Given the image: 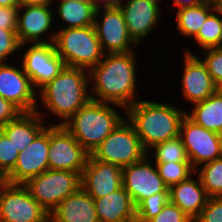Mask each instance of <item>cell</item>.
I'll return each mask as SVG.
<instances>
[{"label":"cell","instance_id":"7bdbcfd3","mask_svg":"<svg viewBox=\"0 0 222 222\" xmlns=\"http://www.w3.org/2000/svg\"><path fill=\"white\" fill-rule=\"evenodd\" d=\"M54 1H71V2H75V1H80V2H84V3H93V0H54Z\"/></svg>","mask_w":222,"mask_h":222},{"label":"cell","instance_id":"f1b7e54d","mask_svg":"<svg viewBox=\"0 0 222 222\" xmlns=\"http://www.w3.org/2000/svg\"><path fill=\"white\" fill-rule=\"evenodd\" d=\"M209 197H222V157L195 169Z\"/></svg>","mask_w":222,"mask_h":222},{"label":"cell","instance_id":"d4e9b609","mask_svg":"<svg viewBox=\"0 0 222 222\" xmlns=\"http://www.w3.org/2000/svg\"><path fill=\"white\" fill-rule=\"evenodd\" d=\"M190 108L188 110V108L186 107V115L191 120H193L201 127L222 135L221 88H219L215 93H213L204 101L192 104Z\"/></svg>","mask_w":222,"mask_h":222},{"label":"cell","instance_id":"6da1fadb","mask_svg":"<svg viewBox=\"0 0 222 222\" xmlns=\"http://www.w3.org/2000/svg\"><path fill=\"white\" fill-rule=\"evenodd\" d=\"M136 51L104 54L102 60L89 70L92 100L117 104L127 109L143 98L138 96L142 95L138 92L141 70H138L140 60Z\"/></svg>","mask_w":222,"mask_h":222},{"label":"cell","instance_id":"f35d334b","mask_svg":"<svg viewBox=\"0 0 222 222\" xmlns=\"http://www.w3.org/2000/svg\"><path fill=\"white\" fill-rule=\"evenodd\" d=\"M211 0H171L168 7H171L173 11H176L178 9L192 7L201 3L210 2ZM172 4V5H171ZM172 6L174 8H172Z\"/></svg>","mask_w":222,"mask_h":222},{"label":"cell","instance_id":"277c9868","mask_svg":"<svg viewBox=\"0 0 222 222\" xmlns=\"http://www.w3.org/2000/svg\"><path fill=\"white\" fill-rule=\"evenodd\" d=\"M125 118L124 107L90 99L63 126L91 155Z\"/></svg>","mask_w":222,"mask_h":222},{"label":"cell","instance_id":"83f0119b","mask_svg":"<svg viewBox=\"0 0 222 222\" xmlns=\"http://www.w3.org/2000/svg\"><path fill=\"white\" fill-rule=\"evenodd\" d=\"M147 156L155 163H190L187 151L180 136L156 144L147 152Z\"/></svg>","mask_w":222,"mask_h":222},{"label":"cell","instance_id":"1f68e13d","mask_svg":"<svg viewBox=\"0 0 222 222\" xmlns=\"http://www.w3.org/2000/svg\"><path fill=\"white\" fill-rule=\"evenodd\" d=\"M202 56H201V55ZM198 57L206 68L218 88L222 89V48H209L198 52Z\"/></svg>","mask_w":222,"mask_h":222},{"label":"cell","instance_id":"7402d4cb","mask_svg":"<svg viewBox=\"0 0 222 222\" xmlns=\"http://www.w3.org/2000/svg\"><path fill=\"white\" fill-rule=\"evenodd\" d=\"M99 222H136V207L123 186L111 194L94 199Z\"/></svg>","mask_w":222,"mask_h":222},{"label":"cell","instance_id":"d6a6232c","mask_svg":"<svg viewBox=\"0 0 222 222\" xmlns=\"http://www.w3.org/2000/svg\"><path fill=\"white\" fill-rule=\"evenodd\" d=\"M20 45L16 29H0V64L7 61L16 62L20 55ZM13 57H17L16 60H13Z\"/></svg>","mask_w":222,"mask_h":222},{"label":"cell","instance_id":"e0dca14e","mask_svg":"<svg viewBox=\"0 0 222 222\" xmlns=\"http://www.w3.org/2000/svg\"><path fill=\"white\" fill-rule=\"evenodd\" d=\"M16 63L18 66L15 62L0 64V96L11 101L22 112H35L37 91L19 60Z\"/></svg>","mask_w":222,"mask_h":222},{"label":"cell","instance_id":"d6986e66","mask_svg":"<svg viewBox=\"0 0 222 222\" xmlns=\"http://www.w3.org/2000/svg\"><path fill=\"white\" fill-rule=\"evenodd\" d=\"M122 186V168L118 165L95 160L89 155L81 174V188L93 199L117 191Z\"/></svg>","mask_w":222,"mask_h":222},{"label":"cell","instance_id":"5b68a950","mask_svg":"<svg viewBox=\"0 0 222 222\" xmlns=\"http://www.w3.org/2000/svg\"><path fill=\"white\" fill-rule=\"evenodd\" d=\"M56 30L53 44L65 66L89 71L102 60L104 52L94 25Z\"/></svg>","mask_w":222,"mask_h":222},{"label":"cell","instance_id":"7a4b0ae2","mask_svg":"<svg viewBox=\"0 0 222 222\" xmlns=\"http://www.w3.org/2000/svg\"><path fill=\"white\" fill-rule=\"evenodd\" d=\"M90 99L89 71L65 66L37 92L36 112L49 125H63Z\"/></svg>","mask_w":222,"mask_h":222},{"label":"cell","instance_id":"cb8c5ba5","mask_svg":"<svg viewBox=\"0 0 222 222\" xmlns=\"http://www.w3.org/2000/svg\"><path fill=\"white\" fill-rule=\"evenodd\" d=\"M53 3L57 4L52 5L56 29L83 28L94 25L97 8L93 3L80 1H54ZM58 23L61 25L57 27Z\"/></svg>","mask_w":222,"mask_h":222},{"label":"cell","instance_id":"ffe728a7","mask_svg":"<svg viewBox=\"0 0 222 222\" xmlns=\"http://www.w3.org/2000/svg\"><path fill=\"white\" fill-rule=\"evenodd\" d=\"M208 198L196 173L169 188V201L177 205L193 221L207 204Z\"/></svg>","mask_w":222,"mask_h":222},{"label":"cell","instance_id":"7c38bea8","mask_svg":"<svg viewBox=\"0 0 222 222\" xmlns=\"http://www.w3.org/2000/svg\"><path fill=\"white\" fill-rule=\"evenodd\" d=\"M179 136L194 169L222 157V135L201 127L187 115L181 121Z\"/></svg>","mask_w":222,"mask_h":222},{"label":"cell","instance_id":"74e56055","mask_svg":"<svg viewBox=\"0 0 222 222\" xmlns=\"http://www.w3.org/2000/svg\"><path fill=\"white\" fill-rule=\"evenodd\" d=\"M19 7L0 6V29H16Z\"/></svg>","mask_w":222,"mask_h":222},{"label":"cell","instance_id":"3957f363","mask_svg":"<svg viewBox=\"0 0 222 222\" xmlns=\"http://www.w3.org/2000/svg\"><path fill=\"white\" fill-rule=\"evenodd\" d=\"M141 98L126 109V118L134 126L146 152L156 144L179 136L180 124L186 108L167 100L152 101ZM183 108V109H182Z\"/></svg>","mask_w":222,"mask_h":222},{"label":"cell","instance_id":"f6af8a7d","mask_svg":"<svg viewBox=\"0 0 222 222\" xmlns=\"http://www.w3.org/2000/svg\"><path fill=\"white\" fill-rule=\"evenodd\" d=\"M152 1H155V2H157L159 5H161V2L163 1V0H152ZM166 1V0H165Z\"/></svg>","mask_w":222,"mask_h":222},{"label":"cell","instance_id":"ee69618b","mask_svg":"<svg viewBox=\"0 0 222 222\" xmlns=\"http://www.w3.org/2000/svg\"><path fill=\"white\" fill-rule=\"evenodd\" d=\"M4 182V178L0 174V185Z\"/></svg>","mask_w":222,"mask_h":222},{"label":"cell","instance_id":"44dd1931","mask_svg":"<svg viewBox=\"0 0 222 222\" xmlns=\"http://www.w3.org/2000/svg\"><path fill=\"white\" fill-rule=\"evenodd\" d=\"M52 222H99L94 199L81 187L49 214Z\"/></svg>","mask_w":222,"mask_h":222},{"label":"cell","instance_id":"8d00e7d4","mask_svg":"<svg viewBox=\"0 0 222 222\" xmlns=\"http://www.w3.org/2000/svg\"><path fill=\"white\" fill-rule=\"evenodd\" d=\"M21 113L22 111L11 101L0 96V129L10 121L15 120Z\"/></svg>","mask_w":222,"mask_h":222},{"label":"cell","instance_id":"4fadbf2b","mask_svg":"<svg viewBox=\"0 0 222 222\" xmlns=\"http://www.w3.org/2000/svg\"><path fill=\"white\" fill-rule=\"evenodd\" d=\"M52 5H20L16 34L20 44L53 43L56 35Z\"/></svg>","mask_w":222,"mask_h":222},{"label":"cell","instance_id":"f546056e","mask_svg":"<svg viewBox=\"0 0 222 222\" xmlns=\"http://www.w3.org/2000/svg\"><path fill=\"white\" fill-rule=\"evenodd\" d=\"M158 175L163 179L165 185L170 188L172 185L187 180L195 173L191 163L167 162L155 164Z\"/></svg>","mask_w":222,"mask_h":222},{"label":"cell","instance_id":"30bf717a","mask_svg":"<svg viewBox=\"0 0 222 222\" xmlns=\"http://www.w3.org/2000/svg\"><path fill=\"white\" fill-rule=\"evenodd\" d=\"M94 28L104 54L138 50L130 37L119 6L97 8Z\"/></svg>","mask_w":222,"mask_h":222},{"label":"cell","instance_id":"9a60e30c","mask_svg":"<svg viewBox=\"0 0 222 222\" xmlns=\"http://www.w3.org/2000/svg\"><path fill=\"white\" fill-rule=\"evenodd\" d=\"M181 59L179 63L182 65V72L180 73V85L182 101L188 105L195 104L200 101H204L219 88L211 78L206 65L198 57V55L181 53Z\"/></svg>","mask_w":222,"mask_h":222},{"label":"cell","instance_id":"484cf974","mask_svg":"<svg viewBox=\"0 0 222 222\" xmlns=\"http://www.w3.org/2000/svg\"><path fill=\"white\" fill-rule=\"evenodd\" d=\"M219 5L218 0L201 3L192 7L182 8L174 11L176 34L191 40L198 34L200 27L208 15Z\"/></svg>","mask_w":222,"mask_h":222},{"label":"cell","instance_id":"603a6c76","mask_svg":"<svg viewBox=\"0 0 222 222\" xmlns=\"http://www.w3.org/2000/svg\"><path fill=\"white\" fill-rule=\"evenodd\" d=\"M44 119L35 112H22L0 130L9 138L15 149L23 151L47 126Z\"/></svg>","mask_w":222,"mask_h":222},{"label":"cell","instance_id":"ba28073f","mask_svg":"<svg viewBox=\"0 0 222 222\" xmlns=\"http://www.w3.org/2000/svg\"><path fill=\"white\" fill-rule=\"evenodd\" d=\"M19 53L18 60L37 92L65 67L53 43L21 44Z\"/></svg>","mask_w":222,"mask_h":222},{"label":"cell","instance_id":"5bb4252c","mask_svg":"<svg viewBox=\"0 0 222 222\" xmlns=\"http://www.w3.org/2000/svg\"><path fill=\"white\" fill-rule=\"evenodd\" d=\"M122 186L135 207L153 194L169 193L155 163L147 155L141 161L122 168Z\"/></svg>","mask_w":222,"mask_h":222},{"label":"cell","instance_id":"ab89813d","mask_svg":"<svg viewBox=\"0 0 222 222\" xmlns=\"http://www.w3.org/2000/svg\"><path fill=\"white\" fill-rule=\"evenodd\" d=\"M122 0H93V4L96 8L102 7H116L119 6Z\"/></svg>","mask_w":222,"mask_h":222},{"label":"cell","instance_id":"bcb514c9","mask_svg":"<svg viewBox=\"0 0 222 222\" xmlns=\"http://www.w3.org/2000/svg\"><path fill=\"white\" fill-rule=\"evenodd\" d=\"M219 6L222 8V0H218Z\"/></svg>","mask_w":222,"mask_h":222},{"label":"cell","instance_id":"60d3db41","mask_svg":"<svg viewBox=\"0 0 222 222\" xmlns=\"http://www.w3.org/2000/svg\"><path fill=\"white\" fill-rule=\"evenodd\" d=\"M54 0H21L22 5H52Z\"/></svg>","mask_w":222,"mask_h":222},{"label":"cell","instance_id":"836d02e7","mask_svg":"<svg viewBox=\"0 0 222 222\" xmlns=\"http://www.w3.org/2000/svg\"><path fill=\"white\" fill-rule=\"evenodd\" d=\"M19 151L0 130V174L4 178L15 166Z\"/></svg>","mask_w":222,"mask_h":222},{"label":"cell","instance_id":"52a82bcc","mask_svg":"<svg viewBox=\"0 0 222 222\" xmlns=\"http://www.w3.org/2000/svg\"><path fill=\"white\" fill-rule=\"evenodd\" d=\"M23 185L50 214L62 200L81 187V175L67 170L48 169Z\"/></svg>","mask_w":222,"mask_h":222},{"label":"cell","instance_id":"8fae6325","mask_svg":"<svg viewBox=\"0 0 222 222\" xmlns=\"http://www.w3.org/2000/svg\"><path fill=\"white\" fill-rule=\"evenodd\" d=\"M89 155L63 125H49L48 169L81 175Z\"/></svg>","mask_w":222,"mask_h":222},{"label":"cell","instance_id":"2e32d148","mask_svg":"<svg viewBox=\"0 0 222 222\" xmlns=\"http://www.w3.org/2000/svg\"><path fill=\"white\" fill-rule=\"evenodd\" d=\"M161 6L152 0H122L120 3L119 8L124 16L128 33L138 46L144 39L152 37L155 29L162 24L159 22L164 20Z\"/></svg>","mask_w":222,"mask_h":222},{"label":"cell","instance_id":"4316f807","mask_svg":"<svg viewBox=\"0 0 222 222\" xmlns=\"http://www.w3.org/2000/svg\"><path fill=\"white\" fill-rule=\"evenodd\" d=\"M198 48L190 50V47L183 48L185 53L196 55L198 52L220 47L222 44V8L218 5L206 18L200 27L198 34L193 38ZM198 44V45H197ZM193 51V52H192ZM197 52V53H196Z\"/></svg>","mask_w":222,"mask_h":222},{"label":"cell","instance_id":"4dcf8cb0","mask_svg":"<svg viewBox=\"0 0 222 222\" xmlns=\"http://www.w3.org/2000/svg\"><path fill=\"white\" fill-rule=\"evenodd\" d=\"M169 202V193H157L144 199L136 207V222H148Z\"/></svg>","mask_w":222,"mask_h":222},{"label":"cell","instance_id":"b9f144b4","mask_svg":"<svg viewBox=\"0 0 222 222\" xmlns=\"http://www.w3.org/2000/svg\"><path fill=\"white\" fill-rule=\"evenodd\" d=\"M21 0H0L1 7H19Z\"/></svg>","mask_w":222,"mask_h":222},{"label":"cell","instance_id":"d590c367","mask_svg":"<svg viewBox=\"0 0 222 222\" xmlns=\"http://www.w3.org/2000/svg\"><path fill=\"white\" fill-rule=\"evenodd\" d=\"M148 222H194L177 205L170 201L162 208L161 212Z\"/></svg>","mask_w":222,"mask_h":222},{"label":"cell","instance_id":"9c48e42d","mask_svg":"<svg viewBox=\"0 0 222 222\" xmlns=\"http://www.w3.org/2000/svg\"><path fill=\"white\" fill-rule=\"evenodd\" d=\"M48 212L23 184L4 181L0 185V222H45Z\"/></svg>","mask_w":222,"mask_h":222},{"label":"cell","instance_id":"8992f818","mask_svg":"<svg viewBox=\"0 0 222 222\" xmlns=\"http://www.w3.org/2000/svg\"><path fill=\"white\" fill-rule=\"evenodd\" d=\"M147 152L142 147L134 126L125 118L93 151L95 160L121 168L141 161Z\"/></svg>","mask_w":222,"mask_h":222},{"label":"cell","instance_id":"e575fe53","mask_svg":"<svg viewBox=\"0 0 222 222\" xmlns=\"http://www.w3.org/2000/svg\"><path fill=\"white\" fill-rule=\"evenodd\" d=\"M194 222H222V197H209Z\"/></svg>","mask_w":222,"mask_h":222},{"label":"cell","instance_id":"ac0fdd59","mask_svg":"<svg viewBox=\"0 0 222 222\" xmlns=\"http://www.w3.org/2000/svg\"><path fill=\"white\" fill-rule=\"evenodd\" d=\"M49 125L23 151L19 152L14 168L4 177L11 184H24L30 178L48 170Z\"/></svg>","mask_w":222,"mask_h":222},{"label":"cell","instance_id":"7dc6e473","mask_svg":"<svg viewBox=\"0 0 222 222\" xmlns=\"http://www.w3.org/2000/svg\"><path fill=\"white\" fill-rule=\"evenodd\" d=\"M45 222H52V220L49 218L47 221H45Z\"/></svg>","mask_w":222,"mask_h":222}]
</instances>
